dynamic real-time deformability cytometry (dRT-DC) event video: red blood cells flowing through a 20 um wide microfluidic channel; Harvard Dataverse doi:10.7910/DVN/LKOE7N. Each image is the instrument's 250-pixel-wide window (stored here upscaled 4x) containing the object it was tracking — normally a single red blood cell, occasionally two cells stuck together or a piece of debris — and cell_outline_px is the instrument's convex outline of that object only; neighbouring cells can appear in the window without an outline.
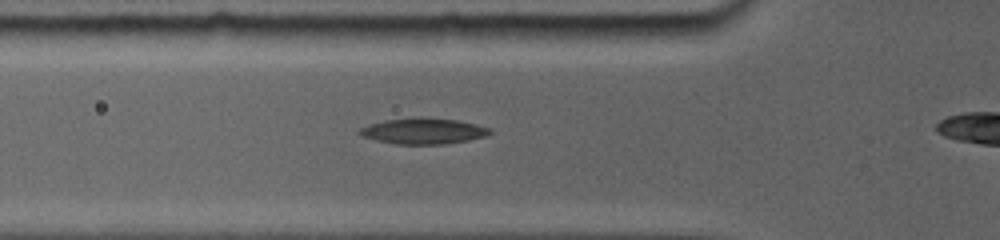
{"species": "common noctule bat (a hibernating species)", "species_latin": "Nyctalus noctula", "temperature_condition": "room temperature", "stored_images_in_passage": 23, "camera_frame_rate_fps": 5000, "um_per_image_px": 0.085, "animal": {"sex": "female", "body_mass_g": 19.0, "forearm_length_mm": 56.7}, "frame": {"image": 1, "passage_image": 2, "time_ms": 0.4, "image_size_px": [1000, 240], "cell_outline_px": [[492, 132], [484, 136], [464, 140], [440, 144], [400, 144], [380, 140], [364, 136], [360, 132], [360, 128], [384, 120], [420, 116], [456, 120], [488, 128]], "centroid_in_image_um": [35.97, 11.11], "position_along_channel_um": 89.8, "area_um2": 18.96}}
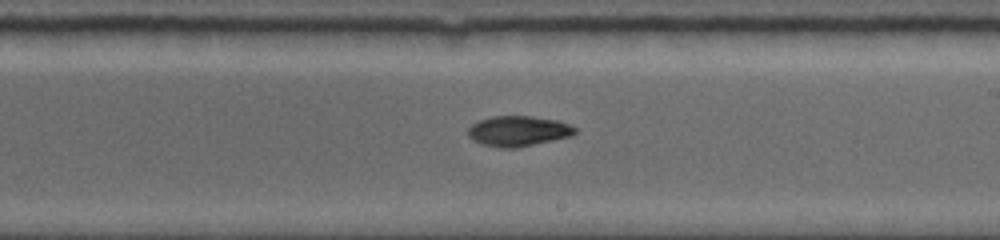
{"frame": {"image": 2, "passage_image": 12, "time_ms": 4.4, "image_size_px": [1000, 240], "cell_outline_px": [[576, 132], [572, 136], [516, 148], [500, 148], [484, 144], [472, 140], [468, 136], [468, 128], [476, 120], [492, 116], [532, 116], [556, 120], [568, 124], [576, 128]], "centroid_in_image_um": [44.02, 11.13], "position_along_channel_um": 245.0, "area_um2": 18.96}}
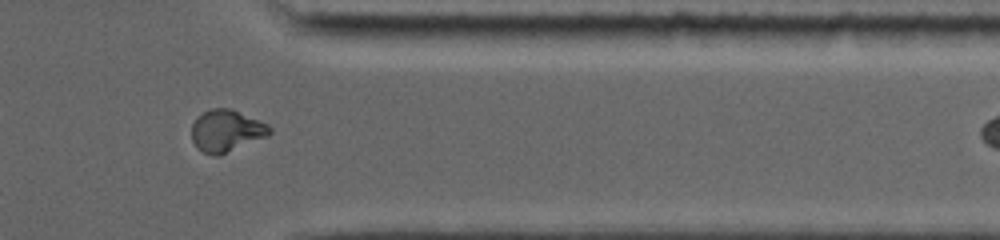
{"frame": {"image": 3, "passage_image": 21, "time_ms": 8.2, "image_size_px": [1000, 240], "cell_outline_px": [[272, 132], [268, 136], [220, 156], [212, 156], [196, 148], [192, 140], [192, 124], [204, 112], [212, 108], [228, 108], [268, 124], [272, 128]], "centroid_in_image_um": [19.25, 11.15], "position_along_channel_um": 392.1, "area_um2": 19.02}}